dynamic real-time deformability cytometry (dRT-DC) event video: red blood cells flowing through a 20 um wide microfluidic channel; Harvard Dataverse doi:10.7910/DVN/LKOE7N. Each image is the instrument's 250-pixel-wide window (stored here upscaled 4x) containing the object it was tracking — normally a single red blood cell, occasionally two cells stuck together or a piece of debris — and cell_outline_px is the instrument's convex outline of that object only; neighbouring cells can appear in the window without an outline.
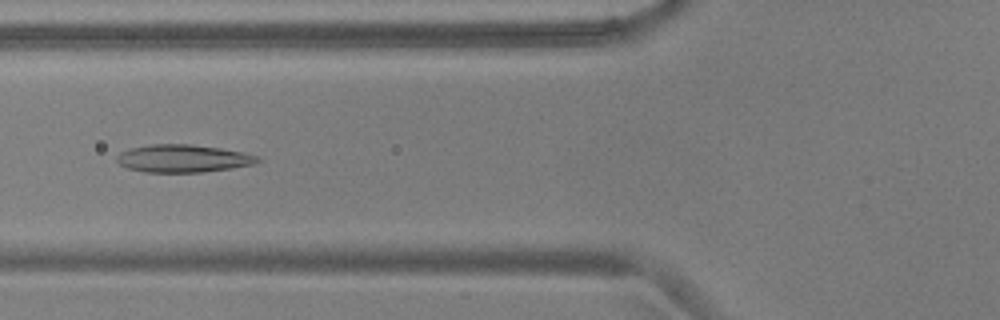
{"species": "common noctule bat (a hibernating species)", "species_latin": "Nyctalus noctula", "temperature_condition": "warm", "stored_images_in_passage": 54, "camera_frame_rate_fps": 3000, "um_per_image_px": 0.085, "animal": {"sex": "male", "body_mass_g": 17.9, "forearm_length_mm": 54.2}, "frame": {"image": 1, "passage_image": 21, "time_ms": 6.667, "image_size_px": [1000, 320], "cell_outline_px": [[264, 160], [256, 164], [232, 168], [204, 172], [144, 172], [128, 168], [120, 164], [116, 160], [116, 156], [120, 152], [132, 148], [152, 144], [188, 144], [220, 148], [244, 152], [256, 156]], "centroid_in_image_um": [15.6, 13.47], "position_along_channel_um": 110.2, "area_um2": 22.77}}
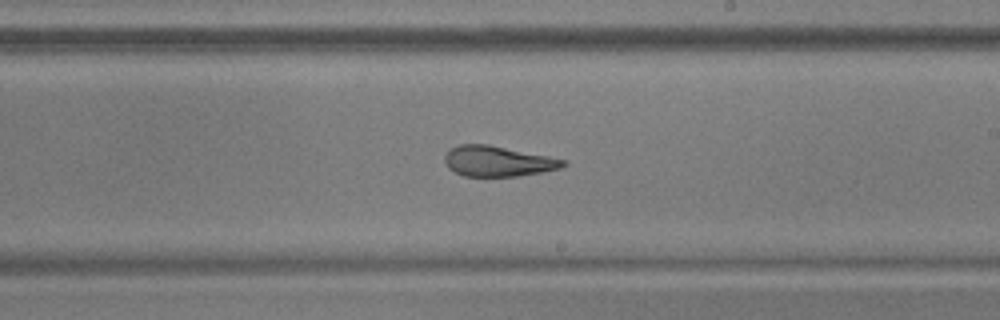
{"frame": {"image": 2, "passage_image": 32, "time_ms": 10.333, "image_size_px": [1000, 320], "cell_outline_px": [[568, 164], [560, 168], [520, 176], [464, 176], [448, 168], [444, 160], [444, 156], [452, 148], [460, 144], [488, 144], [568, 160]], "centroid_in_image_um": [42.34, 13.7], "position_along_channel_um": 246.7, "area_um2": 20.92}}
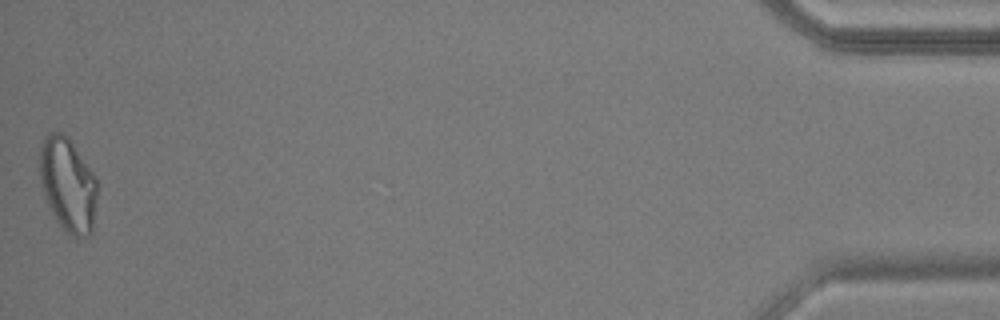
{"frame": {"image": 3, "passage_image": 54, "time_ms": 17.667, "image_size_px": [1000, 320], "cell_outline_px": [[96, 200], [92, 232], [88, 236], [76, 240], [64, 232], [56, 220], [44, 196], [40, 184], [40, 144], [44, 136], [48, 132], [64, 132], [68, 136], [96, 176]], "centroid_in_image_um": [5.76, 15.71], "position_along_channel_um": 429.4, "area_um2": 32.08}, "authors_computed_cell_mechanics": {"area_um2": 24.1026, "velocity_mm_per_s": 3.7202, "shape_relaxation_time_tau1_ms": 10.4308, "shape_relaxation_time_tau2_ms": 2.012, "deformation_change_tau1": 0.2559, "deformation_change_tau2": 0.0938}}